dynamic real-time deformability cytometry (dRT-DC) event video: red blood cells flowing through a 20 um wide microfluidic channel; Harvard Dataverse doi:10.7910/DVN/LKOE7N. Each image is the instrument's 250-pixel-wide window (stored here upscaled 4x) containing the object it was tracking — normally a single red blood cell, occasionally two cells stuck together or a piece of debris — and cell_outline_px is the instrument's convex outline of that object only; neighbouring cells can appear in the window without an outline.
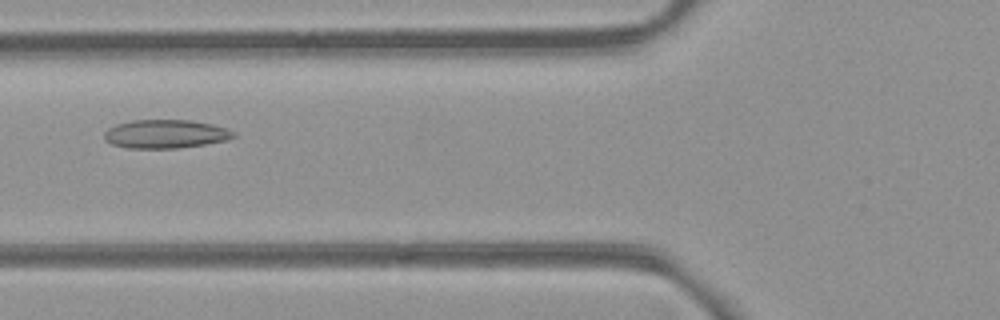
{"species": "common noctule bat (a hibernating species)", "species_latin": "Nyctalus noctula", "temperature_condition": "room temperature", "stored_images_in_passage": 7, "camera_frame_rate_fps": 3000, "um_per_image_px": 0.085, "animal": {"sex": "female", "body_mass_g": 21.9}, "frame": {"image": 1, "passage_image": 7, "time_ms": 6.667, "image_size_px": [1000, 320], "cell_outline_px": [[236, 136], [224, 140], [204, 144], [176, 148], [128, 148], [112, 144], [104, 140], [104, 132], [108, 128], [116, 124], [132, 120], [192, 120], [212, 124], [236, 132]], "centroid_in_image_um": [14.03, 11.38], "position_along_channel_um": 111.8, "area_um2": 21.44}}